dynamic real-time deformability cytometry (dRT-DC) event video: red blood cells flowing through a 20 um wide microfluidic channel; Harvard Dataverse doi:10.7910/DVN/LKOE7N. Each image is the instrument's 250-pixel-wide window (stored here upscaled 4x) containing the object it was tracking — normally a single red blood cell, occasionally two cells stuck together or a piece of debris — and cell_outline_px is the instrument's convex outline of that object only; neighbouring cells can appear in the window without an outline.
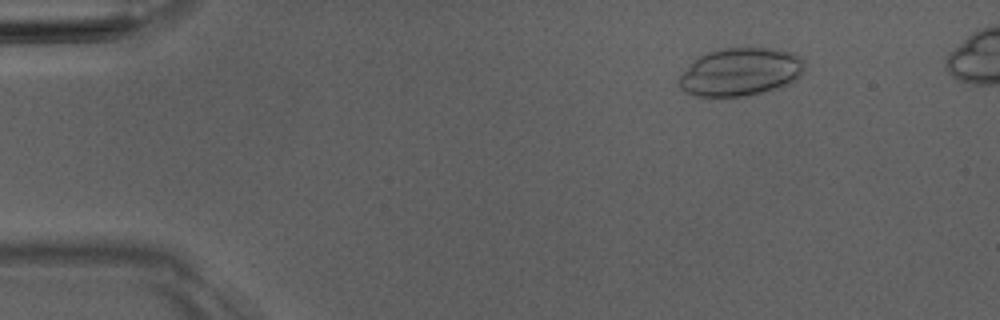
{"species": "Egyptian fruit bat (a non-hibernating species)", "species_latin": "Rousettus aegyptiacus", "temperature_condition": "room temperature", "stored_images_in_passage": 6, "camera_frame_rate_fps": 3000, "um_per_image_px": 0.085, "animal": {"sex": "male"}, "frame": {"image": 1, "passage_image": 2, "time_ms": 1.333, "image_size_px": [1000, 320], "cell_outline_px": [[804, 68], [800, 76], [796, 80], [780, 88], [740, 96], [696, 96], [684, 92], [680, 88], [676, 80], [688, 64], [696, 56], [720, 48], [768, 48], [792, 52], [800, 56], [804, 60]], "centroid_in_image_um": [62.89, 6.1], "position_along_channel_um": 22.1, "area_um2": 35.49}}